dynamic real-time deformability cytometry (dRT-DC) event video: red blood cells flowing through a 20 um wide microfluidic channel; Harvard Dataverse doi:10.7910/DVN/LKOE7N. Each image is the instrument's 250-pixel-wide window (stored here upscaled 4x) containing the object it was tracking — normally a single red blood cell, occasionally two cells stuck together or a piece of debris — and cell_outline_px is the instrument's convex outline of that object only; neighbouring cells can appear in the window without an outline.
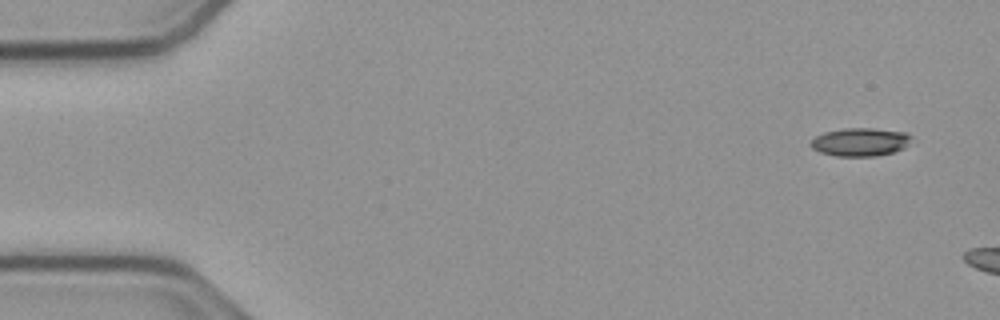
{"species": "common noctule bat (a hibernating species)", "species_latin": "Nyctalus noctula", "temperature_condition": "cold", "stored_images_in_passage": 6, "camera_frame_rate_fps": 3000, "um_per_image_px": 0.085, "animal": {"sex": "male", "body_mass_g": 23.1, "forearm_length_mm": 52.7}, "frame": {"image": 1, "passage_image": 1, "time_ms": 0.0, "image_size_px": [1000, 320], "cell_outline_px": [[912, 136], [904, 148], [892, 152], [876, 156], [836, 156], [820, 152], [812, 148], [808, 144], [816, 136], [824, 132], [844, 128], [872, 128], [908, 132]], "centroid_in_image_um": [73.11, 12.06], "position_along_channel_um": 11.9, "area_um2": 16.59}}